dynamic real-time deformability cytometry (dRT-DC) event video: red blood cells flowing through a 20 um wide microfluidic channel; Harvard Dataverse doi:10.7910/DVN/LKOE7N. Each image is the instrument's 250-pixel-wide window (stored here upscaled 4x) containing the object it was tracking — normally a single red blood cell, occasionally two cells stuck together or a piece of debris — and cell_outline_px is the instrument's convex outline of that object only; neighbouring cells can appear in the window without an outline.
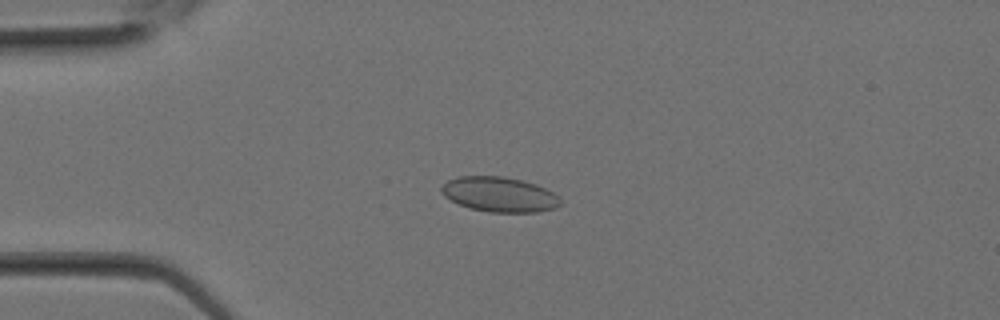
{"species": "Egyptian fruit bat (a non-hibernating species)", "species_latin": "Rousettus aegyptiacus", "temperature_condition": "room temperature", "stored_images_in_passage": 16, "camera_frame_rate_fps": 3000, "um_per_image_px": 0.085, "animal": {"sex": "female"}, "frame": {"image": 1, "passage_image": 2, "time_ms": 0.333, "image_size_px": [1000, 320], "cell_outline_px": [[560, 204], [556, 208], [536, 212], [488, 212], [468, 208], [444, 196], [440, 192], [440, 188], [448, 180], [460, 176], [504, 176], [536, 184], [560, 196]], "centroid_in_image_um": [42.44, 16.53], "position_along_channel_um": 42.6, "area_um2": 24.22}}
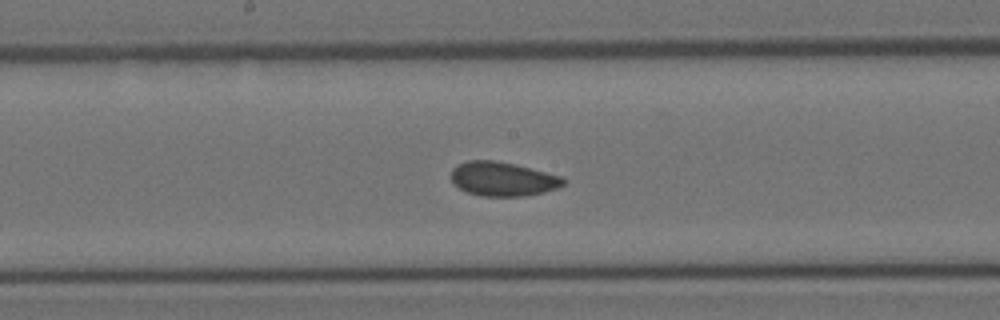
{"frame": {"image": 2, "passage_image": 10, "time_ms": 3.0, "image_size_px": [1000, 320], "cell_outline_px": [[564, 184], [556, 188], [544, 192], [524, 196], [480, 196], [468, 192], [452, 184], [452, 168], [456, 164], [468, 160], [496, 160], [516, 164], [564, 176]], "centroid_in_image_um": [42.73, 15.2], "position_along_channel_um": 205.5, "area_um2": 22.54}}
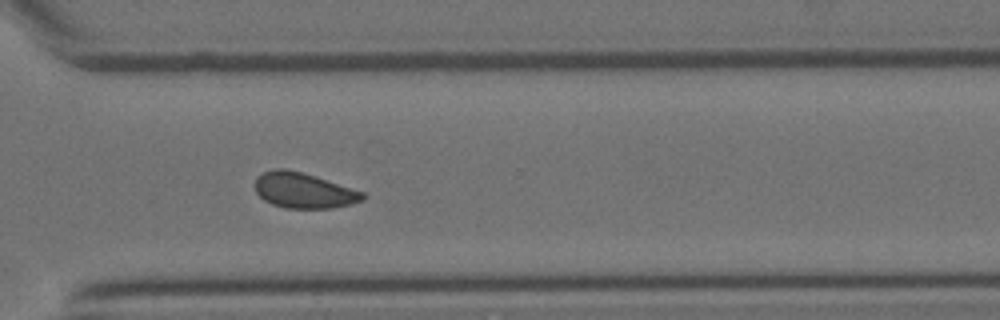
{"frame": {"image": 3, "passage_image": 16, "time_ms": 5.0, "image_size_px": [1000, 320], "cell_outline_px": [[368, 196], [364, 200], [332, 208], [284, 208], [272, 204], [264, 200], [256, 192], [256, 176], [264, 172], [276, 168], [284, 168], [316, 176], [364, 192]], "centroid_in_image_um": [25.82, 16.19], "position_along_channel_um": 344.8, "area_um2": 22.2}}